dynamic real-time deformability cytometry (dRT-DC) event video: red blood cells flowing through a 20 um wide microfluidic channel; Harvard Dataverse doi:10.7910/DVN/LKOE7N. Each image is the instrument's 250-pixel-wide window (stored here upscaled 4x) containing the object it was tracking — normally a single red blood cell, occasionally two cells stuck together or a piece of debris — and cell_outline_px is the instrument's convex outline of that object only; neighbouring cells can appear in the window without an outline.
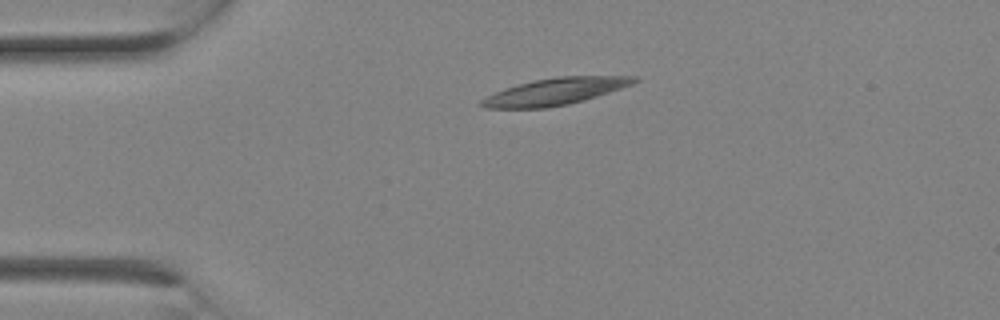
{"species": "Egyptian fruit bat (a non-hibernating species)", "species_latin": "Rousettus aegyptiacus", "temperature_condition": "room temperature", "stored_images_in_passage": 2, "camera_frame_rate_fps": 3000, "um_per_image_px": 0.085, "animal": {"sex": "female"}, "frame": {"image": 1, "passage_image": 2, "time_ms": 0.333, "image_size_px": [1000, 320], "cell_outline_px": [[640, 80], [632, 84], [584, 100], [568, 104], [548, 108], [484, 108], [480, 104], [480, 100], [484, 96], [504, 88], [516, 84], [532, 80], [560, 76], [636, 76]], "centroid_in_image_um": [47.12, 7.77], "position_along_channel_um": 37.9, "area_um2": 23.93}}